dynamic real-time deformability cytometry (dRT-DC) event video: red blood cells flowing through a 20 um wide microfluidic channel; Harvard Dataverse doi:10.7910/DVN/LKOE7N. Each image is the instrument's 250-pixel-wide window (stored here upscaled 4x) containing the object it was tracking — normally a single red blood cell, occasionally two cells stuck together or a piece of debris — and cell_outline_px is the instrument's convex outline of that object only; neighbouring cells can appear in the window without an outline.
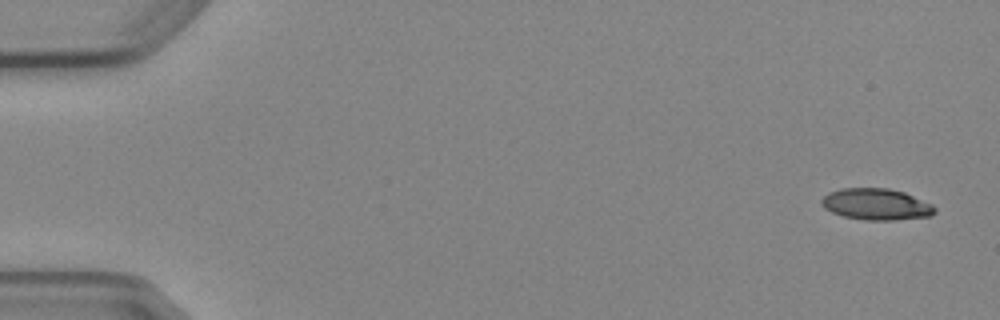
{"species": "Egyptian fruit bat (a non-hibernating species)", "species_latin": "Rousettus aegyptiacus", "temperature_condition": "cold", "stored_images_in_passage": 5, "camera_frame_rate_fps": 3000, "um_per_image_px": 0.085, "animal": {"sex": "female"}, "frame": {"image": 1, "passage_image": 1, "time_ms": 0.0, "image_size_px": [1000, 320], "cell_outline_px": [[936, 212], [932, 216], [896, 220], [864, 220], [844, 216], [832, 212], [824, 208], [820, 204], [820, 200], [828, 192], [840, 188], [888, 188], [904, 192], [932, 204], [936, 208]], "centroid_in_image_um": [74.48, 17.36], "position_along_channel_um": 10.5, "area_um2": 20.92}}
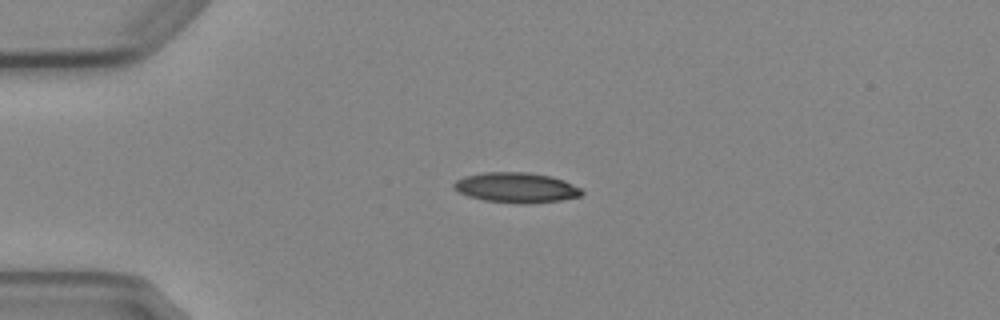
{"frame": {"image": 2, "passage_image": 4, "time_ms": 3.667, "image_size_px": [1000, 320], "cell_outline_px": [[584, 192], [580, 196], [560, 200], [528, 204], [520, 204], [484, 200], [468, 196], [452, 188], [452, 184], [456, 180], [464, 176], [484, 172], [528, 172], [552, 176], [564, 180], [580, 188]], "centroid_in_image_um": [43.87, 15.94], "position_along_channel_um": 41.1, "area_um2": 22.6}}